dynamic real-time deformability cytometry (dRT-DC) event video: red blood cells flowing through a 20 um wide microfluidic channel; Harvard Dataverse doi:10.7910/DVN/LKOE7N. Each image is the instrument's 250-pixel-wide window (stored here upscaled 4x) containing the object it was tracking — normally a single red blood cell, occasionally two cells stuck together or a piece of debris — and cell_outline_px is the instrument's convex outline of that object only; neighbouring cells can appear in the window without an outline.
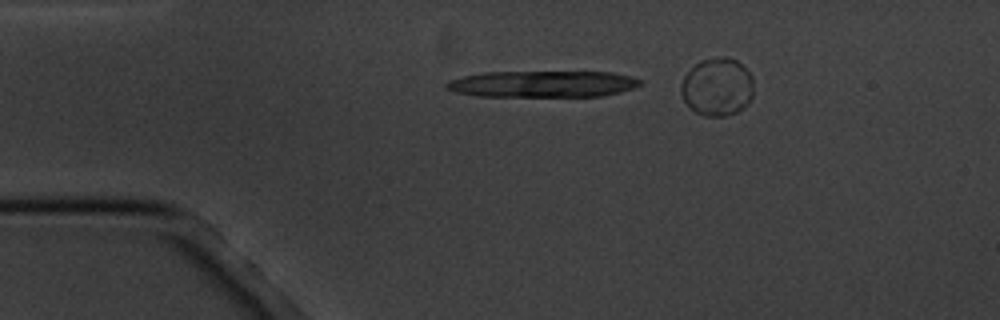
{"species": "common noctule bat (a hibernating species)", "species_latin": "Nyctalus noctula", "temperature_condition": "cold", "stored_images_in_passage": 12, "camera_frame_rate_fps": 3000, "um_per_image_px": 0.085, "animal": {"sex": "male", "body_mass_g": 20.1, "forearm_length_mm": 53.5}, "frame": {"image": 1, "passage_image": 3, "time_ms": 3.0, "image_size_px": [1000, 320], "cell_outline_px": [[644, 84], [620, 92], [600, 96], [476, 96], [456, 92], [444, 88], [444, 84], [448, 80], [464, 76], [484, 72], [612, 72], [632, 76], [640, 80]], "centroid_in_image_um": [46.11, 7.13], "position_along_channel_um": 38.9, "area_um2": 30.0}}
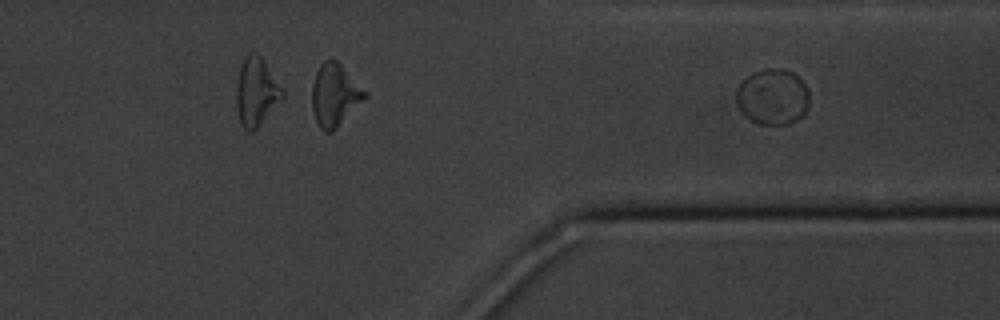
{"frame": {"image": 2, "passage_image": 12, "time_ms": 14.333, "image_size_px": [1000, 320], "cell_outline_px": [[808, 104], [804, 112], [796, 120], [788, 124], [760, 124], [752, 120], [740, 108], [736, 100], [736, 92], [740, 84], [752, 72], [764, 68], [784, 68], [792, 72], [808, 88]], "centroid_in_image_um": [65.68, 8.2], "position_along_channel_um": 345.7, "area_um2": 23.41}}